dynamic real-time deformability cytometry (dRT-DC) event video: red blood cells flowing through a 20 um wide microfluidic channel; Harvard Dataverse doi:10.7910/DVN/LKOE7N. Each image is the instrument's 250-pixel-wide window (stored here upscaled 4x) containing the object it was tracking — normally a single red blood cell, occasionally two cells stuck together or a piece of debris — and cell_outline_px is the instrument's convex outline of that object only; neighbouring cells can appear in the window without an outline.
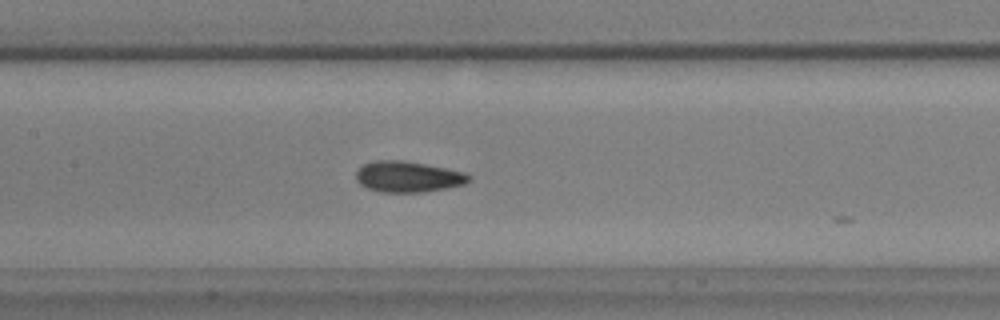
{"species": "common noctule bat (a hibernating species)", "species_latin": "Nyctalus noctula", "temperature_condition": "warm", "stored_images_in_passage": 13, "camera_frame_rate_fps": 3000, "um_per_image_px": 0.085, "animal": {"sex": "male", "body_mass_g": 17.9, "forearm_length_mm": 54.2}, "frame": {"image": 1, "passage_image": 10, "time_ms": 3.0, "image_size_px": [1000, 320], "cell_outline_px": [[472, 180], [464, 184], [424, 192], [380, 192], [368, 188], [360, 184], [356, 180], [356, 172], [364, 164], [376, 160], [404, 160], [464, 172], [472, 176]], "centroid_in_image_um": [34.68, 15.02], "position_along_channel_um": 172.7, "area_um2": 20.23}}